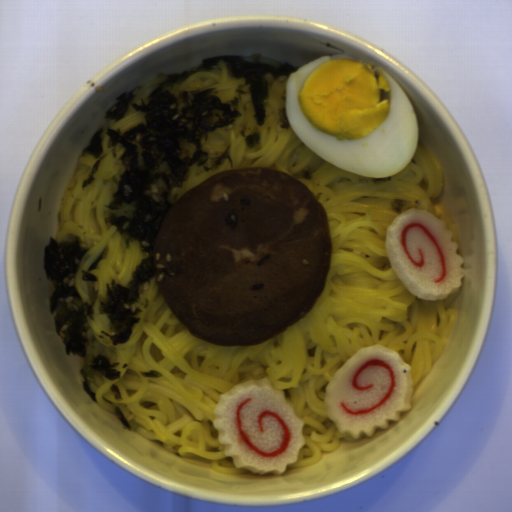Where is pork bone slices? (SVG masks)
I'll use <instances>...</instances> for the list:
<instances>
[{"label":"pork bone slices","instance_id":"pork-bone-slices-1","mask_svg":"<svg viewBox=\"0 0 512 512\" xmlns=\"http://www.w3.org/2000/svg\"><path fill=\"white\" fill-rule=\"evenodd\" d=\"M332 260L328 216L294 176L239 167L186 191L162 218L159 291L197 339L258 345L295 326L323 294Z\"/></svg>","mask_w":512,"mask_h":512}]
</instances>
